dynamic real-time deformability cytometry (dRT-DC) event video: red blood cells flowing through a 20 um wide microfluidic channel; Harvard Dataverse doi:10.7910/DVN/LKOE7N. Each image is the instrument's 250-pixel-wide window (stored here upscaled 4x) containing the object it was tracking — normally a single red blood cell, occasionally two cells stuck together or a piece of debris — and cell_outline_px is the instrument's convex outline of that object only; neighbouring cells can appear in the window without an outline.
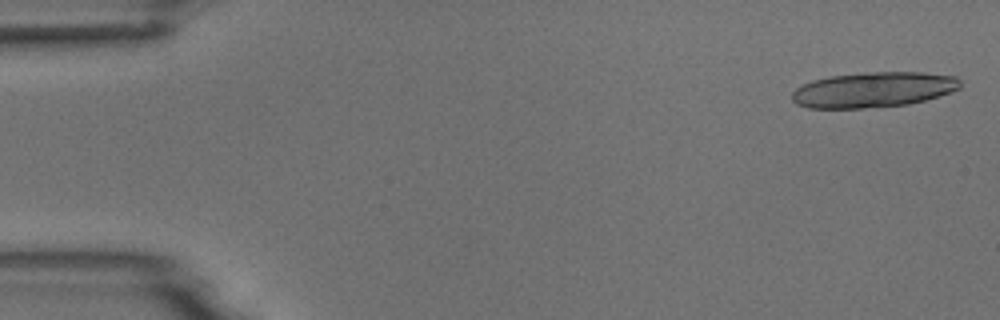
{"species": "common noctule bat (a hibernating species)", "species_latin": "Nyctalus noctula", "temperature_condition": "room temperature", "stored_images_in_passage": 4, "camera_frame_rate_fps": 3000, "um_per_image_px": 0.085, "animal": {"sex": "male", "body_mass_g": 18.8}, "frame": {"image": 1, "passage_image": 1, "time_ms": 0.0, "image_size_px": [1000, 320], "cell_outline_px": [[960, 88], [924, 100], [908, 104], [860, 108], [808, 108], [796, 104], [792, 100], [792, 92], [796, 88], [812, 80], [832, 76], [864, 72], [924, 72], [956, 76], [960, 80]], "centroid_in_image_um": [74.21, 7.62], "position_along_channel_um": 10.8, "area_um2": 34.45}}